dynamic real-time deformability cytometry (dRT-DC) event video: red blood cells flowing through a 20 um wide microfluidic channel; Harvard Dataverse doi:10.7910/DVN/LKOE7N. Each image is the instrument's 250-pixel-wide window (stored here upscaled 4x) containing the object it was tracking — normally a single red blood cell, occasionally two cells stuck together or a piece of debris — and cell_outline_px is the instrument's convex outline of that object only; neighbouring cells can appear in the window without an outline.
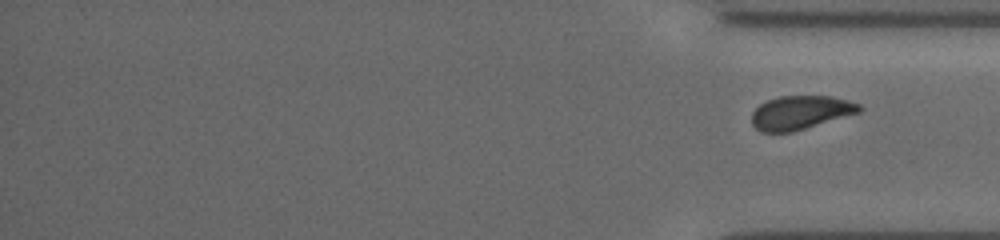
{"species": "common noctule bat (a hibernating species)", "species_latin": "Nyctalus noctula", "temperature_condition": "cold", "stored_images_in_passage": 27, "segment_of_instrument_passage": [2, 2], "camera_frame_rate_fps": 3000, "um_per_image_px": 0.085, "animal": {"sex": "female", "body_mass_g": 19.5, "forearm_length_mm": 54.1}, "frame": {"image": 1, "passage_image": 27, "time_ms": 8.667, "image_size_px": [1000, 240], "cell_outline_px": [[864, 108], [860, 112], [792, 132], [760, 132], [752, 124], [752, 112], [760, 104], [768, 100], [780, 96], [832, 96], [848, 100], [860, 104]], "centroid_in_image_um": [68.05, 9.56], "position_along_channel_um": 367.1, "area_um2": 21.1}}